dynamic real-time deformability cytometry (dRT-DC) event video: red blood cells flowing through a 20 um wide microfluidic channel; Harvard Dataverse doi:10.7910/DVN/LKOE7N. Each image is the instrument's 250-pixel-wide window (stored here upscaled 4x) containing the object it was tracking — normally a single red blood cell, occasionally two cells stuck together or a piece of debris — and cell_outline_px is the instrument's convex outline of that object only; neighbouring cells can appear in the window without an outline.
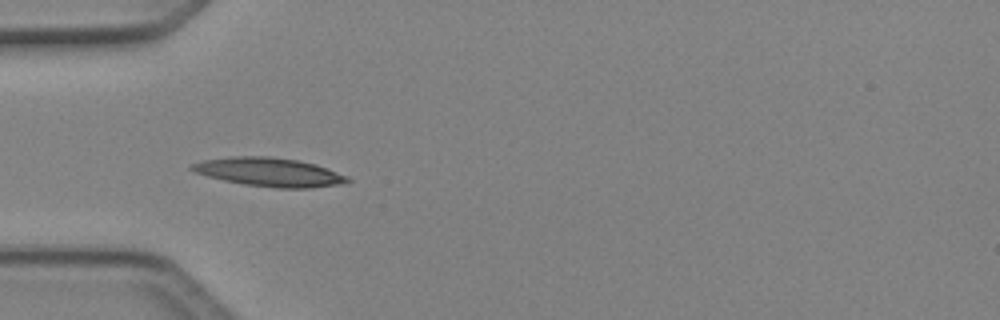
{"species": "Egyptian fruit bat (a non-hibernating species)", "species_latin": "Rousettus aegyptiacus", "temperature_condition": "cold", "stored_images_in_passage": 7, "camera_frame_rate_fps": 3000, "um_per_image_px": 0.085, "animal": {"sex": "female"}, "frame": {"image": 1, "passage_image": 5, "time_ms": 1.333, "image_size_px": [1000, 320], "cell_outline_px": [[352, 180], [348, 184], [312, 188], [276, 188], [244, 184], [224, 180], [208, 176], [196, 172], [188, 168], [192, 164], [204, 160], [232, 156], [268, 156], [296, 160], [316, 164], [328, 168], [348, 176]], "centroid_in_image_um": [22.98, 14.64], "position_along_channel_um": 62.0, "area_um2": 26.18}}
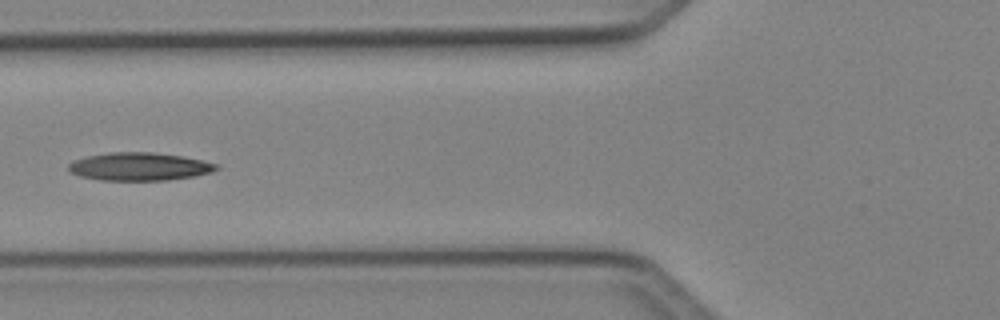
{"frame": {"image": 2, "passage_image": 6, "time_ms": 1.667, "image_size_px": [1000, 320], "cell_outline_px": [[220, 168], [212, 172], [196, 176], [168, 180], [100, 180], [80, 176], [72, 172], [68, 168], [68, 164], [76, 160], [88, 156], [108, 152], [152, 152], [184, 156], [220, 164]], "centroid_in_image_um": [11.92, 14.15], "position_along_channel_um": 113.9, "area_um2": 24.22}}
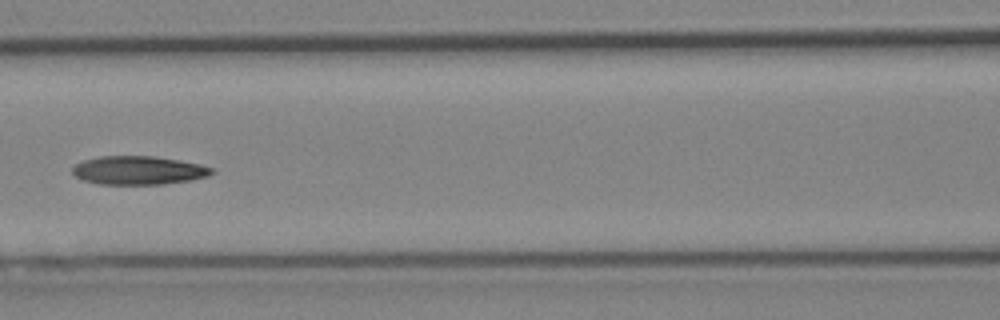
{"frame": {"image": 3, "passage_image": 7, "time_ms": 2.0, "image_size_px": [1000, 320], "cell_outline_px": [[216, 172], [208, 176], [192, 180], [164, 184], [100, 184], [84, 180], [76, 176], [72, 172], [72, 168], [76, 164], [84, 160], [100, 156], [152, 156], [200, 164], [216, 168]], "centroid_in_image_um": [11.82, 14.48], "position_along_channel_um": 154.8, "area_um2": 23.18}}